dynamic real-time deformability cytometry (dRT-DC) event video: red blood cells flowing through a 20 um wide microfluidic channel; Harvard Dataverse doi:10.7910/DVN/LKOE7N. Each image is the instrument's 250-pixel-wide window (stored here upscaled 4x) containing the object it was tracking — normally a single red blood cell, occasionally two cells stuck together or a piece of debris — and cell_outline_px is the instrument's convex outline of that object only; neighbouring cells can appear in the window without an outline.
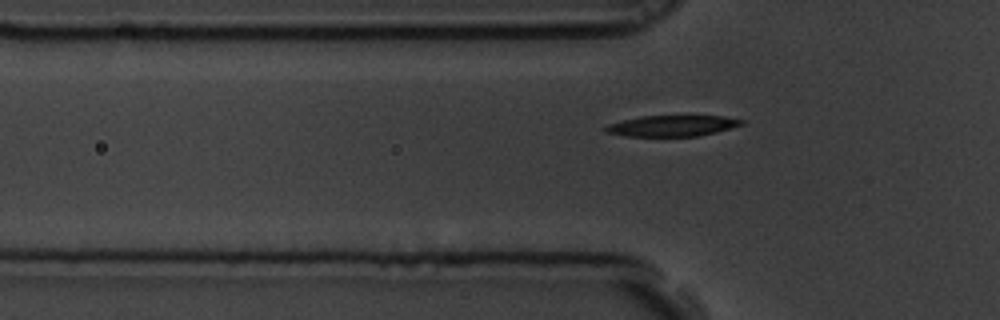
{"species": "common noctule bat (a hibernating species)", "species_latin": "Nyctalus noctula", "temperature_condition": "room temperature", "stored_images_in_passage": 7, "segment_of_instrument_passage": [2, 2], "camera_frame_rate_fps": 3000, "um_per_image_px": 0.085, "animal": {"sex": "male", "body_mass_g": 19.5, "forearm_length_mm": 54.6}, "frame": {"image": 1, "passage_image": 7, "time_ms": 2.0, "image_size_px": [1000, 320], "cell_outline_px": [[744, 124], [716, 132], [696, 136], [624, 136], [604, 132], [604, 128], [608, 124], [640, 116], [724, 116], [744, 120]], "centroid_in_image_um": [57.12, 10.69], "position_along_channel_um": 68.7, "area_um2": 16.53}}